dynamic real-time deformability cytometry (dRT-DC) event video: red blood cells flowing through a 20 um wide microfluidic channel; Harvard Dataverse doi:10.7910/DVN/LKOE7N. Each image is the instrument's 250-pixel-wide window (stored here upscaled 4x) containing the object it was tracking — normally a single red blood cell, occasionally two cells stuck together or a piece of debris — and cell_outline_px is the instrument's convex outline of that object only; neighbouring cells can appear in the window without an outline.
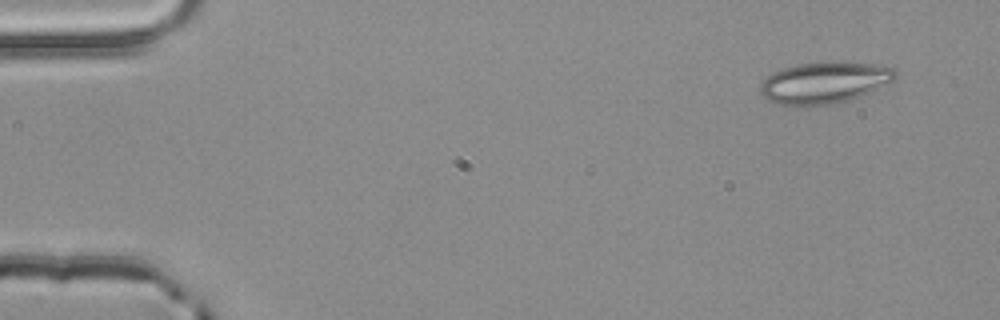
{"species": "common noctule bat (a hibernating species)", "species_latin": "Nyctalus noctula", "temperature_condition": "room temperature", "stored_images_in_passage": 6, "segment_of_instrument_passage": [2, 2], "camera_frame_rate_fps": 3000, "um_per_image_px": 0.085, "animal": {"sex": "male", "body_mass_g": 20.4}, "frame": {"image": 1, "passage_image": 6, "time_ms": 1.667, "image_size_px": [1000, 320], "cell_outline_px": [[896, 80], [888, 84], [860, 96], [848, 100], [832, 104], [800, 108], [796, 108], [776, 104], [768, 100], [760, 92], [760, 84], [772, 72], [780, 68], [796, 64], [824, 60], [844, 60], [892, 64], [896, 68]], "centroid_in_image_um": [70.13, 6.99], "position_along_channel_um": 14.9, "area_um2": 34.56}}